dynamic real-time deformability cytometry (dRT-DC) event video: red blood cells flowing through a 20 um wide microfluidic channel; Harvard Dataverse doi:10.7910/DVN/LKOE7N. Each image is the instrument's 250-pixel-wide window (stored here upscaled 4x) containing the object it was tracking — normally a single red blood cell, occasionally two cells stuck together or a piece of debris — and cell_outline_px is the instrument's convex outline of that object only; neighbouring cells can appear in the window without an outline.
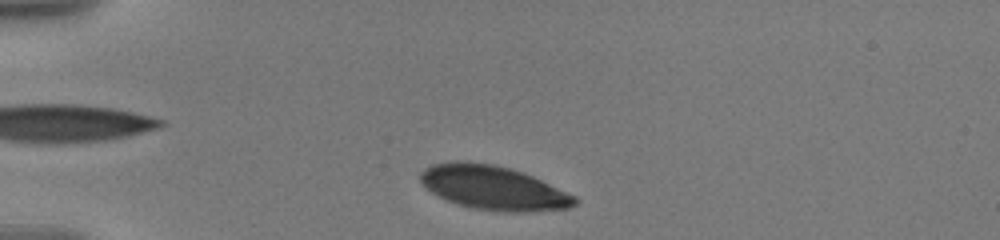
{"species": "human", "species_latin": "Homo sapiens", "temperature_condition": "warm", "stored_images_in_passage": 33, "camera_frame_rate_fps": 3000, "um_per_image_px": 0.085, "donor": {"sex": "male"}, "frame": {"image": 1, "passage_image": 1, "time_ms": 0.0, "image_size_px": [1000, 240], "cell_outline_px": [[580, 200], [576, 204], [568, 208], [532, 212], [504, 212], [472, 208], [448, 200], [432, 192], [420, 180], [420, 172], [424, 168], [432, 164], [456, 160], [492, 164], [508, 168], [532, 176], [576, 196]], "centroid_in_image_um": [41.96, 15.97], "position_along_channel_um": 43.0, "area_um2": 39.36}}
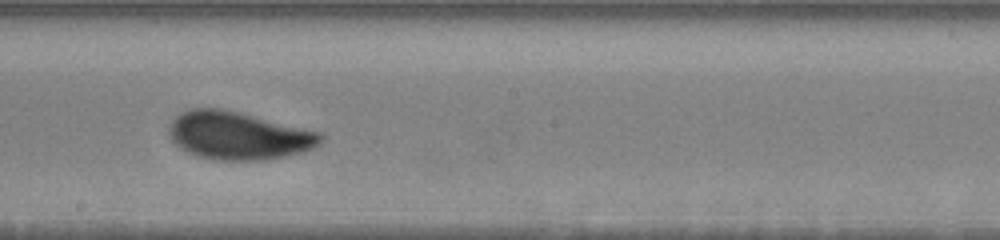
{"frame": {"image": 2, "passage_image": 18, "time_ms": 6.333, "image_size_px": [1000, 240], "cell_outline_px": [[324, 140], [320, 144], [304, 152], [264, 160], [216, 160], [196, 156], [180, 148], [168, 136], [168, 132], [172, 120], [180, 112], [188, 108], [220, 108], [320, 132], [324, 136]], "centroid_in_image_um": [20.24, 11.53], "position_along_channel_um": 228.0, "area_um2": 42.25}}
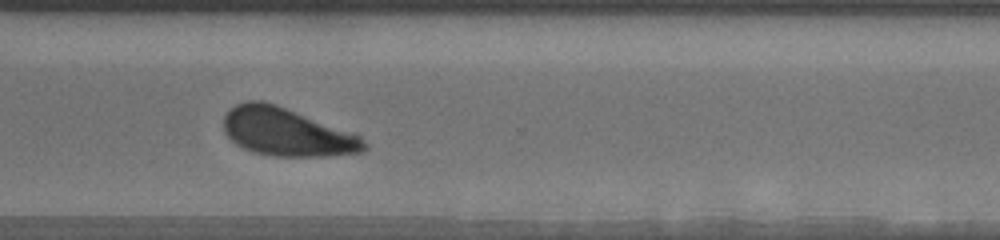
{"frame": {"image": 3, "passage_image": 32, "time_ms": 9.667, "image_size_px": [1000, 240], "cell_outline_px": [[368, 148], [360, 152], [324, 156], [272, 156], [252, 152], [236, 144], [224, 132], [224, 116], [236, 104], [248, 100], [264, 100], [276, 104], [360, 136], [368, 144]], "centroid_in_image_um": [24.34, 11.23], "position_along_channel_um": 346.3, "area_um2": 38.96}}